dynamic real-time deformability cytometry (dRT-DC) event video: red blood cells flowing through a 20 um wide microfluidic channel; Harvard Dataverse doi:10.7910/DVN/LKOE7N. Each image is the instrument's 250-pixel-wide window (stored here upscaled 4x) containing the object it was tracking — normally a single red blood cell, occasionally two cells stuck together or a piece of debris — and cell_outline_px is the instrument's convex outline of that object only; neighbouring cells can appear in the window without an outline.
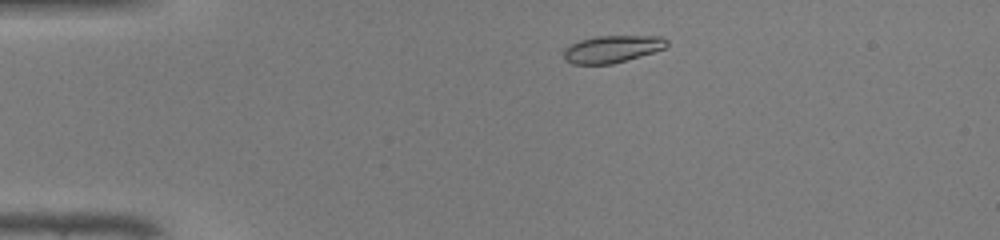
{"species": "common noctule bat (a hibernating species)", "species_latin": "Nyctalus noctula", "temperature_condition": "warm", "stored_images_in_passage": 42, "camera_frame_rate_fps": 3000, "um_per_image_px": 0.085, "animal": {"sex": "male", "body_mass_g": 19.0, "forearm_length_mm": 50.8}, "frame": {"image": 1, "passage_image": 5, "time_ms": 1.333, "image_size_px": [1000, 240], "cell_outline_px": [[668, 44], [664, 48], [640, 56], [612, 64], [572, 64], [564, 60], [564, 48], [568, 44], [580, 40], [596, 36], [660, 36], [668, 40]], "centroid_in_image_um": [51.99, 4.16], "position_along_channel_um": 33.0, "area_um2": 16.36}}
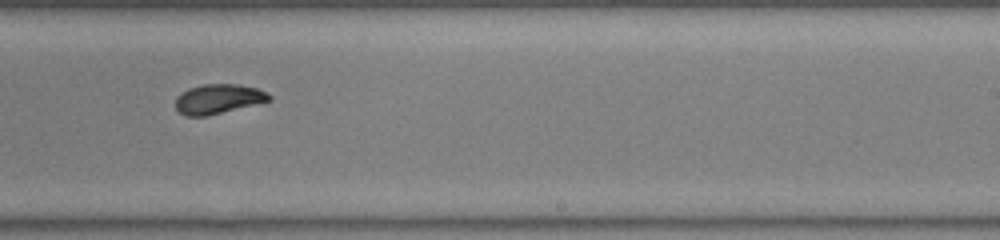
{"frame": {"image": 2, "passage_image": 25, "time_ms": 8.0, "image_size_px": [1000, 240], "cell_outline_px": [[272, 100], [204, 116], [184, 116], [176, 108], [176, 96], [180, 92], [188, 88], [204, 84], [236, 84], [256, 88], [268, 92], [272, 96]], "centroid_in_image_um": [18.54, 8.39], "position_along_channel_um": 270.5, "area_um2": 16.07}}
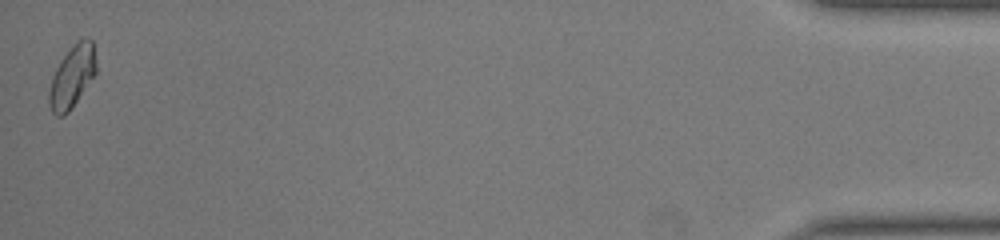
{"frame": {"image": 3, "passage_image": 42, "time_ms": 13.667, "image_size_px": [1000, 240], "cell_outline_px": [[96, 72], [72, 108], [64, 116], [56, 116], [52, 112], [48, 104], [48, 92], [52, 76], [60, 60], [80, 40], [92, 40], [96, 64]], "centroid_in_image_um": [6.09, 6.59], "position_along_channel_um": 429.1, "area_um2": 16.65}, "authors_computed_cell_mechanics": {"area_um2": 16.3574, "velocity_mm_per_s": 4.3597, "shape_relaxation_time_tau1_ms": 4.4017, "shape_relaxation_time_tau2_ms": 1.1166, "deformation_change_tau1": 0.1629, "deformation_change_tau2": 0.0369}}